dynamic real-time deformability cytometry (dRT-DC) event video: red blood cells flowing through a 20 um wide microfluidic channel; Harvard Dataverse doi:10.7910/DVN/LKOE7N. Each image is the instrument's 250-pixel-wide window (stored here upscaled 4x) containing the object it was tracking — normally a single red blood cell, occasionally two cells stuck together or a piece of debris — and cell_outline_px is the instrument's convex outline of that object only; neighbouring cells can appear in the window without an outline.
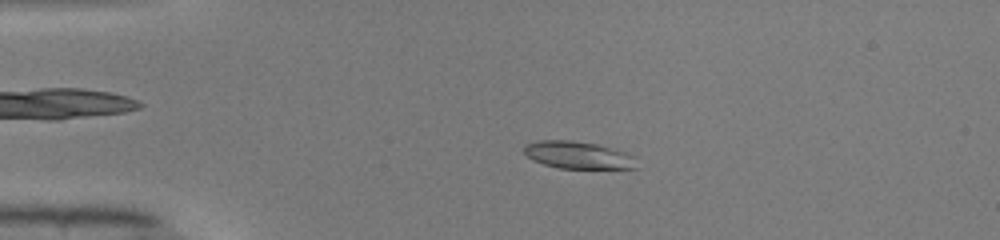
{"species": "common noctule bat (a hibernating species)", "species_latin": "Nyctalus noctula", "temperature_condition": "warm", "stored_images_in_passage": 49, "camera_frame_rate_fps": 3000, "um_per_image_px": 0.085, "animal": {"sex": "male", "body_mass_g": 19.0, "forearm_length_mm": 50.8}, "frame": {"image": 1, "passage_image": 10, "time_ms": 3.0, "image_size_px": [1000, 240], "cell_outline_px": [[640, 168], [556, 168], [532, 160], [524, 152], [524, 144], [536, 140], [572, 140], [596, 144], [624, 152], [632, 156]], "centroid_in_image_um": [49.08, 13.18], "position_along_channel_um": 35.9, "area_um2": 17.86}}
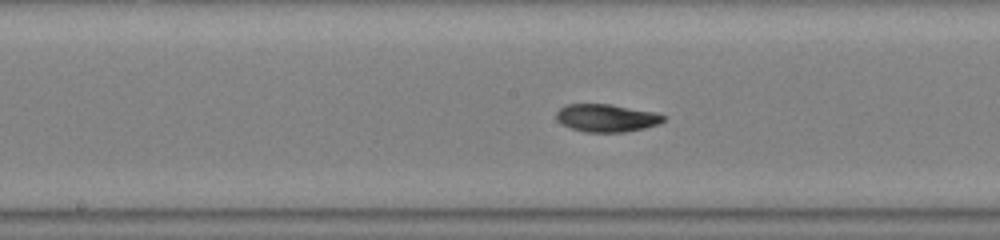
{"frame": {"image": 2, "passage_image": 25, "time_ms": 8.0, "image_size_px": [1000, 240], "cell_outline_px": [[664, 120], [656, 124], [644, 128], [624, 132], [584, 132], [572, 128], [556, 120], [556, 112], [560, 108], [568, 104], [608, 104], [656, 112], [664, 116]], "centroid_in_image_um": [51.53, 10.02], "position_along_channel_um": 196.7, "area_um2": 17.11}}
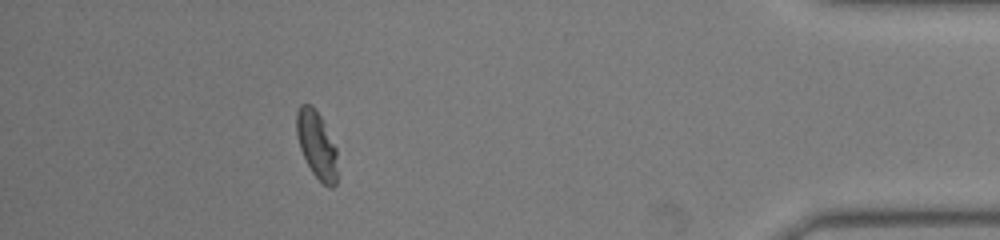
{"frame": {"image": 3, "passage_image": 44, "time_ms": 14.333, "image_size_px": [1000, 240], "cell_outline_px": [[336, 184], [332, 188], [328, 188], [312, 172], [300, 148], [296, 136], [296, 112], [300, 104], [308, 104], [320, 116], [336, 148]], "centroid_in_image_um": [26.9, 12.32], "position_along_channel_um": 408.3, "area_um2": 15.66}, "authors_computed_cell_mechanics": {"area_um2": 17.5134, "velocity_mm_per_s": 4.0755, "shape_relaxation_time_tau1_ms": 4.9818, "shape_relaxation_time_tau2_ms": null, "deformation_change_tau1": 0.1906, "deformation_change_tau2": null}}